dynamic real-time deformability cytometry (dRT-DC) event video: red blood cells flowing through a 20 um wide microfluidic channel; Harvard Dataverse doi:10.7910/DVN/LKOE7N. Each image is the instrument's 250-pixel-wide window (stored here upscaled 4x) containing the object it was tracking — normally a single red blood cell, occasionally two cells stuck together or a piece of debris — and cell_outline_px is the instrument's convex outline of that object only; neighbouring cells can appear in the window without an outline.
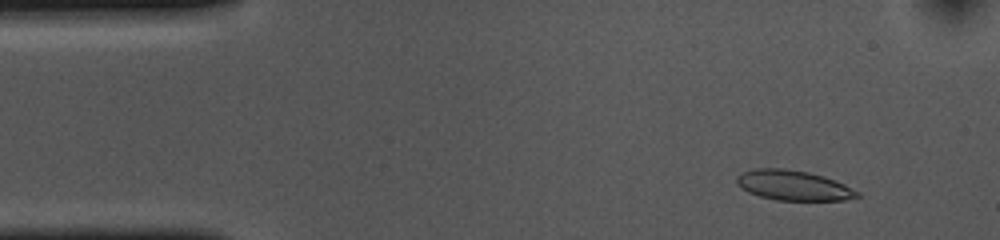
{"species": "common noctule bat (a hibernating species)", "species_latin": "Nyctalus noctula", "temperature_condition": "cold", "stored_images_in_passage": 50, "camera_frame_rate_fps": 3000, "um_per_image_px": 0.085, "animal": {"sex": "female", "body_mass_g": 10.0, "forearm_length_mm": 53.1}, "frame": {"image": 1, "passage_image": 5, "time_ms": 1.333, "image_size_px": [1000, 240], "cell_outline_px": [[860, 196], [844, 200], [776, 200], [760, 196], [748, 192], [740, 188], [736, 184], [736, 176], [740, 172], [756, 168], [784, 168], [808, 172], [824, 176], [836, 180], [860, 192]], "centroid_in_image_um": [67.41, 15.75], "position_along_channel_um": 17.6, "area_um2": 21.27}}
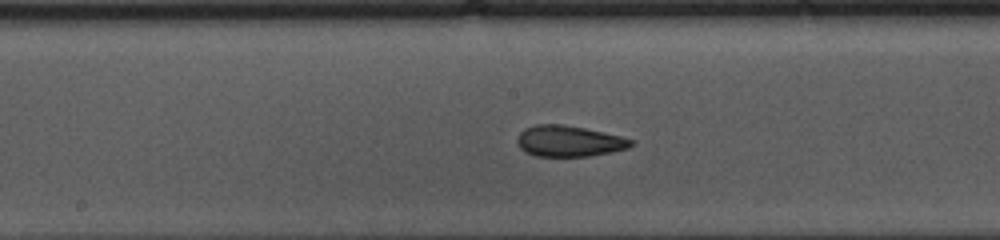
{"frame": {"image": 2, "passage_image": 26, "time_ms": 8.333, "image_size_px": [1000, 240], "cell_outline_px": [[636, 144], [628, 148], [612, 152], [588, 156], [536, 156], [524, 152], [516, 144], [516, 140], [520, 132], [524, 128], [536, 124], [560, 124], [584, 128], [620, 136], [632, 140]], "centroid_in_image_um": [48.33, 12.0], "position_along_channel_um": 199.9, "area_um2": 20.63}}
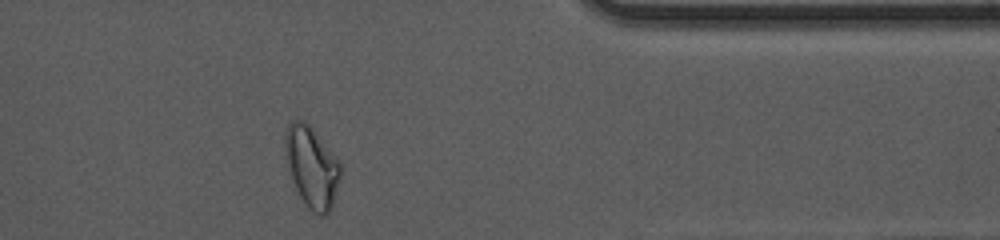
{"frame": {"image": 3, "passage_image": 43, "time_ms": 14.0, "image_size_px": [1000, 240], "cell_outline_px": [[340, 176], [332, 208], [324, 216], [320, 216], [308, 208], [304, 204], [292, 180], [284, 160], [284, 132], [288, 124], [292, 120], [304, 120], [308, 124], [340, 160]], "centroid_in_image_um": [26.47, 14.17], "position_along_channel_um": 384.9, "area_um2": 26.41}, "authors_computed_cell_mechanics": {"area_um2": 21.2415, "velocity_mm_per_s": 3.6405, "shape_relaxation_time_tau1_ms": 5.3057, "shape_relaxation_time_tau2_ms": 2.563, "deformation_change_tau1": 0.1565, "deformation_change_tau2": 0.0851}}